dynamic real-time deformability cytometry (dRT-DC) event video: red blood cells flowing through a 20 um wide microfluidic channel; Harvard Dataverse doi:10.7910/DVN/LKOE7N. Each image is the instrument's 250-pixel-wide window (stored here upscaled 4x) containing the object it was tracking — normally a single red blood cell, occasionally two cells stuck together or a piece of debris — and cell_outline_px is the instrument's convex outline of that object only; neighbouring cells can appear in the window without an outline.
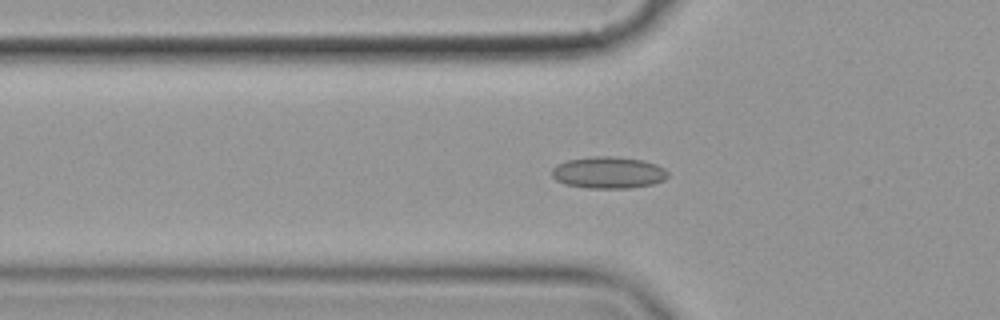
{"species": "common noctule bat (a hibernating species)", "species_latin": "Nyctalus noctula", "temperature_condition": "cold", "stored_images_in_passage": 53, "camera_frame_rate_fps": 3000, "um_per_image_px": 0.085, "animal": {"sex": "female", "body_mass_g": 19.9}, "frame": {"image": 1, "passage_image": 19, "time_ms": 6.0, "image_size_px": [1000, 320], "cell_outline_px": [[668, 176], [664, 180], [652, 184], [628, 188], [588, 188], [564, 184], [556, 180], [552, 176], [552, 168], [556, 164], [568, 160], [592, 156], [612, 156], [644, 160], [656, 164], [664, 168], [668, 172]], "centroid_in_image_um": [51.7, 14.66], "position_along_channel_um": 74.1, "area_um2": 21.56}}
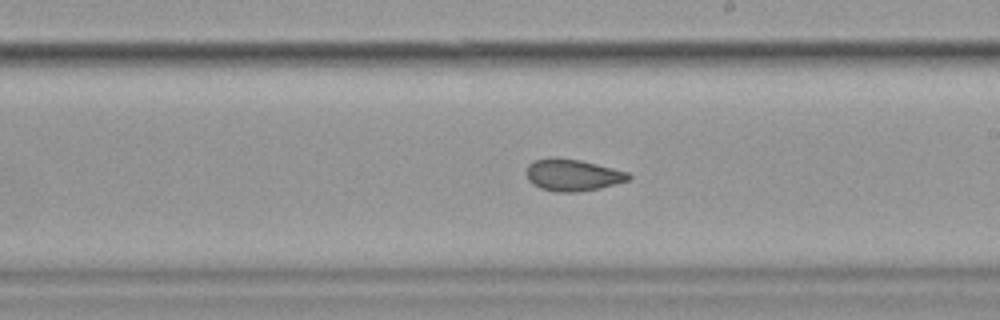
{"frame": {"image": 2, "passage_image": 33, "time_ms": 10.667, "image_size_px": [1000, 320], "cell_outline_px": [[632, 176], [628, 180], [616, 184], [600, 188], [576, 192], [556, 192], [540, 188], [532, 184], [528, 180], [528, 164], [536, 160], [552, 156], [580, 160], [628, 172]], "centroid_in_image_um": [48.67, 14.88], "position_along_channel_um": 240.3, "area_um2": 18.9}}
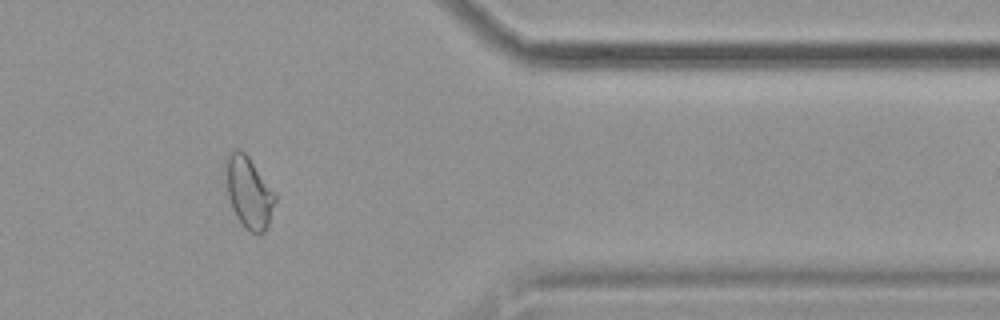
{"frame": {"image": 3, "passage_image": 47, "time_ms": 15.333, "image_size_px": [1000, 320], "cell_outline_px": [[276, 200], [268, 224], [264, 232], [260, 236], [244, 228], [236, 216], [232, 208], [228, 196], [224, 160], [236, 148], [240, 148], [248, 156], [276, 196]], "centroid_in_image_um": [21.13, 16.37], "position_along_channel_um": 390.3, "area_um2": 20.35}}